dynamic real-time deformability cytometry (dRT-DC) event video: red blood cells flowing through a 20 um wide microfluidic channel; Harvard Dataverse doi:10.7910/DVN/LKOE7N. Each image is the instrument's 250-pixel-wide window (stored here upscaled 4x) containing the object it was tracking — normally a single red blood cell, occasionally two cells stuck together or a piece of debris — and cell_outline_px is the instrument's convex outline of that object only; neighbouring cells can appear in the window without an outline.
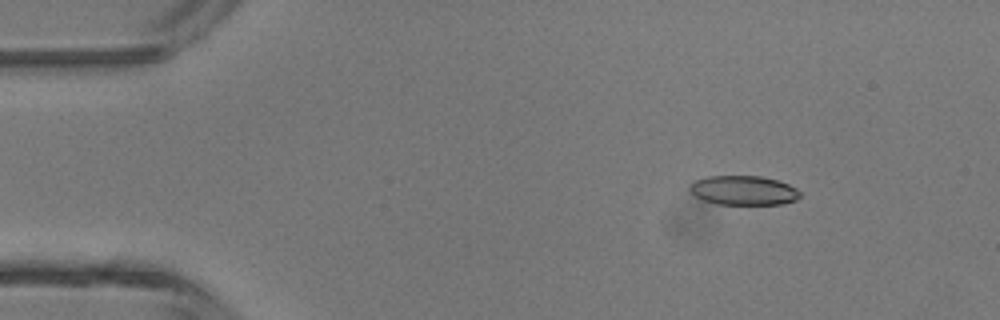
{"species": "common noctule bat (a hibernating species)", "species_latin": "Nyctalus noctula", "temperature_condition": "room temperature", "stored_images_in_passage": 5, "camera_frame_rate_fps": 3000, "um_per_image_px": 0.085, "animal": {"sex": "male", "body_mass_g": 13.3}, "frame": {"image": 1, "passage_image": 2, "time_ms": 0.333, "image_size_px": [1000, 320], "cell_outline_px": [[800, 196], [796, 200], [784, 204], [716, 204], [704, 200], [696, 196], [688, 188], [696, 180], [708, 176], [760, 176], [776, 180], [788, 184], [796, 188], [800, 192]], "centroid_in_image_um": [63.22, 16.19], "position_along_channel_um": 21.8, "area_um2": 18.73}}
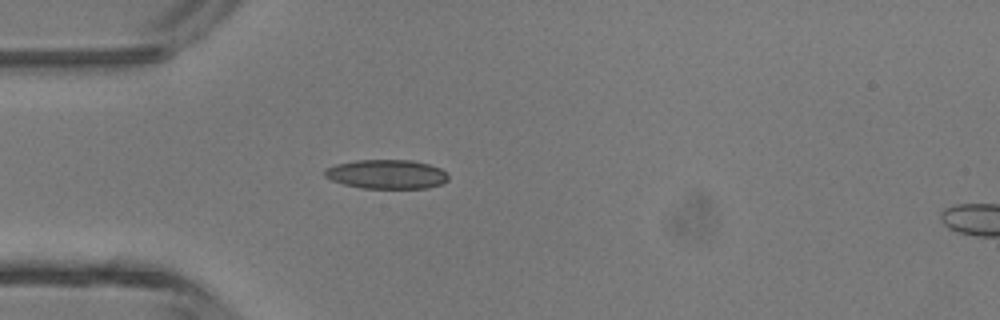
{"frame": {"image": 2, "passage_image": 4, "time_ms": 1.0, "image_size_px": [1000, 320], "cell_outline_px": [[448, 180], [440, 184], [428, 188], [360, 188], [344, 184], [332, 180], [324, 176], [324, 168], [336, 164], [356, 160], [412, 160], [428, 164], [440, 168], [448, 176]], "centroid_in_image_um": [32.84, 14.8], "position_along_channel_um": 52.2, "area_um2": 20.98}}